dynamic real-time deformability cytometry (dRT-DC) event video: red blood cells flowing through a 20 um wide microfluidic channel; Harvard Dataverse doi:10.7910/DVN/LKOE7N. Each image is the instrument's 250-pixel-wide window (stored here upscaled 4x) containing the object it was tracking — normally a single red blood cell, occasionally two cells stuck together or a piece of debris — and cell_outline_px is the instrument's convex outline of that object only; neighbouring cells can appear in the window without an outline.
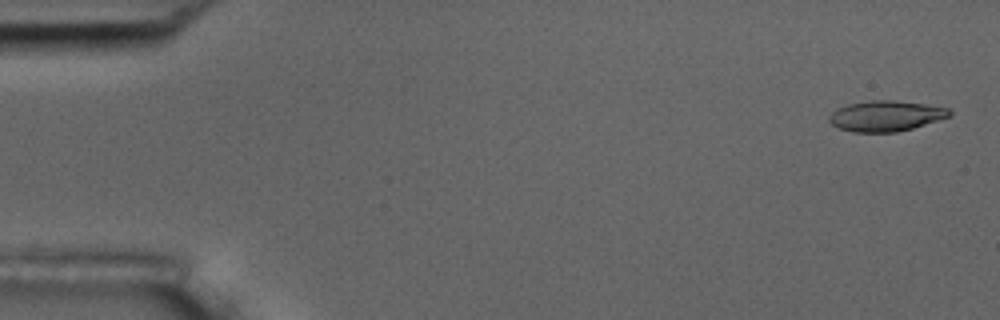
{"species": "common noctule bat (a hibernating species)", "species_latin": "Nyctalus noctula", "temperature_condition": "room temperature", "stored_images_in_passage": 5, "camera_frame_rate_fps": 3000, "um_per_image_px": 0.085, "animal": {"sex": "male", "body_mass_g": 17.5, "forearm_length_mm": 52.3}, "frame": {"image": 1, "passage_image": 1, "time_ms": 0.0, "image_size_px": [1000, 320], "cell_outline_px": [[952, 112], [948, 116], [912, 128], [896, 132], [852, 132], [840, 128], [832, 124], [828, 120], [828, 116], [836, 108], [848, 104], [872, 100], [892, 100], [924, 104], [948, 108]], "centroid_in_image_um": [75.23, 9.85], "position_along_channel_um": 9.8, "area_um2": 21.15}}
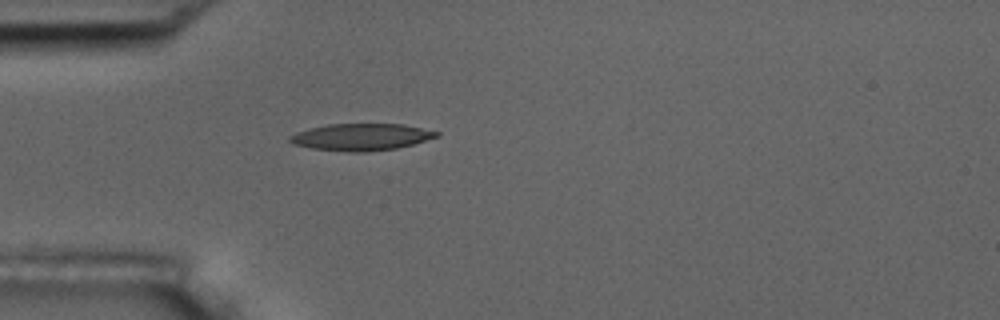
{"frame": {"image": 2, "passage_image": 5, "time_ms": 4.667, "image_size_px": [1000, 320], "cell_outline_px": [[440, 136], [412, 144], [396, 148], [364, 152], [348, 152], [312, 148], [292, 144], [288, 140], [288, 136], [296, 132], [328, 124], [404, 124], [440, 132]], "centroid_in_image_um": [30.69, 11.64], "position_along_channel_um": 54.3, "area_um2": 22.95}}